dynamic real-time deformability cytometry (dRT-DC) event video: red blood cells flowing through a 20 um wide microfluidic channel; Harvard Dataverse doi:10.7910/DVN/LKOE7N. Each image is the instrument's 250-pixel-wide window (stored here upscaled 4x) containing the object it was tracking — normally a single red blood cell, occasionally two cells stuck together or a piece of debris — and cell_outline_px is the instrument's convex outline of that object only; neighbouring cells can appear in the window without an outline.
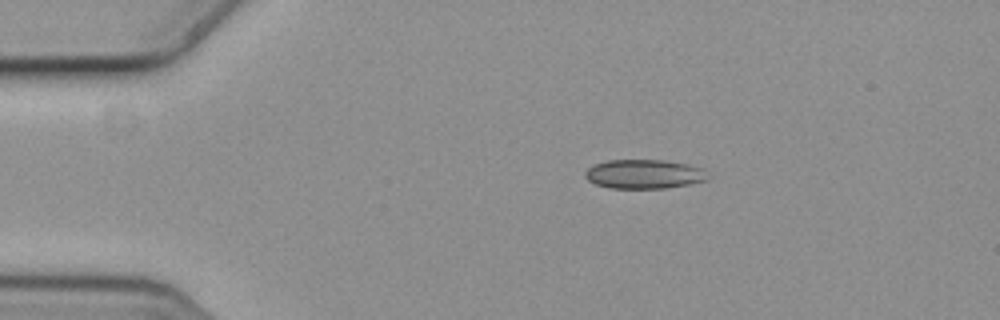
{"species": "common noctule bat (a hibernating species)", "species_latin": "Nyctalus noctula", "temperature_condition": "cold", "stored_images_in_passage": 13, "camera_frame_rate_fps": 3000, "um_per_image_px": 0.085, "animal": {"sex": "female", "body_mass_g": 19.3, "forearm_length_mm": 54.1}, "frame": {"image": 1, "passage_image": 1, "time_ms": 0.0, "image_size_px": [1000, 320], "cell_outline_px": [[712, 176], [708, 180], [688, 184], [664, 188], [608, 188], [596, 184], [588, 180], [584, 176], [584, 172], [588, 168], [596, 164], [608, 160], [664, 160], [688, 164], [704, 168]], "centroid_in_image_um": [54.8, 14.79], "position_along_channel_um": 30.2, "area_um2": 21.04}}
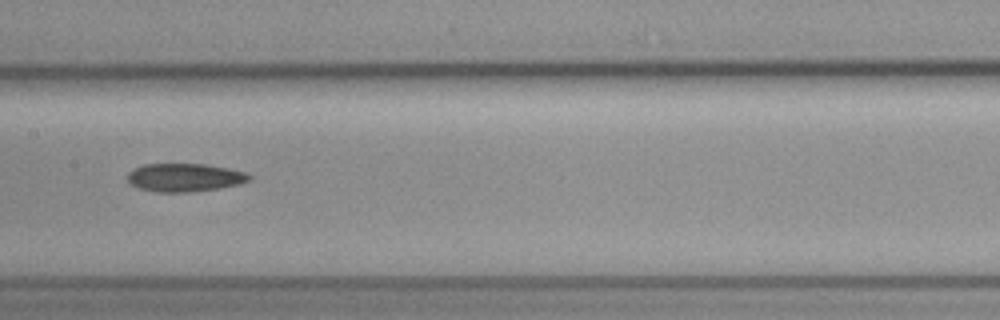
{"frame": {"image": 2, "passage_image": 6, "time_ms": 1.667, "image_size_px": [1000, 320], "cell_outline_px": [[252, 176], [248, 180], [236, 184], [220, 188], [188, 192], [156, 192], [136, 188], [128, 184], [128, 172], [132, 168], [144, 164], [204, 164], [228, 168], [244, 172]], "centroid_in_image_um": [15.61, 15.09], "position_along_channel_um": 191.8, "area_um2": 20.06}}
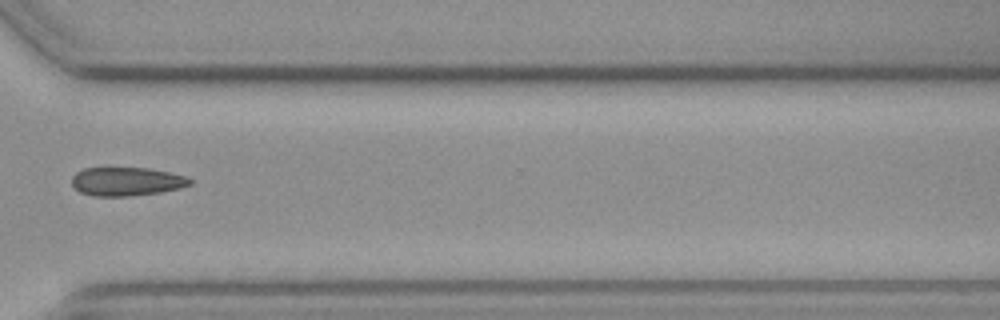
{"frame": {"image": 3, "passage_image": 10, "time_ms": 3.0, "image_size_px": [1000, 320], "cell_outline_px": [[192, 184], [180, 188], [160, 192], [128, 196], [92, 196], [80, 192], [72, 184], [72, 176], [76, 172], [84, 168], [108, 164], [148, 168], [188, 176], [192, 180]], "centroid_in_image_um": [10.72, 15.37], "position_along_channel_um": 359.9, "area_um2": 20.63}}